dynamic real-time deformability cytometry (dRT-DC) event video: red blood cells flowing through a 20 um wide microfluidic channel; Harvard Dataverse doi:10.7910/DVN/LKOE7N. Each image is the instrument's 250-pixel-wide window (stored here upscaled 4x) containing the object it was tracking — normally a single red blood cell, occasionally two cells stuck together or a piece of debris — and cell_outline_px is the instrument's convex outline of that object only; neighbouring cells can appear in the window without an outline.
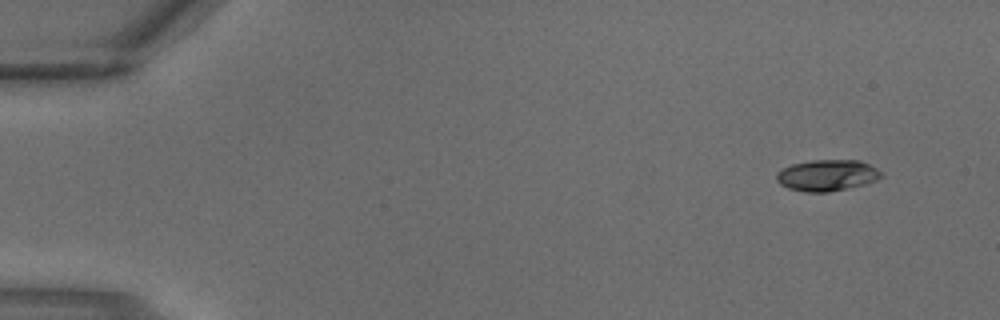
{"species": "common noctule bat (a hibernating species)", "species_latin": "Nyctalus noctula", "temperature_condition": "warm", "stored_images_in_passage": 4, "camera_frame_rate_fps": 3000, "um_per_image_px": 0.085, "animal": {"sex": "male", "body_mass_g": 18.8}, "frame": {"image": 1, "passage_image": 1, "time_ms": 0.0, "image_size_px": [1000, 320], "cell_outline_px": [[884, 176], [876, 180], [864, 184], [828, 192], [804, 192], [788, 188], [780, 184], [776, 180], [776, 172], [792, 164], [812, 160], [860, 160], [876, 168]], "centroid_in_image_um": [70.28, 14.9], "position_along_channel_um": 14.7, "area_um2": 19.02}}